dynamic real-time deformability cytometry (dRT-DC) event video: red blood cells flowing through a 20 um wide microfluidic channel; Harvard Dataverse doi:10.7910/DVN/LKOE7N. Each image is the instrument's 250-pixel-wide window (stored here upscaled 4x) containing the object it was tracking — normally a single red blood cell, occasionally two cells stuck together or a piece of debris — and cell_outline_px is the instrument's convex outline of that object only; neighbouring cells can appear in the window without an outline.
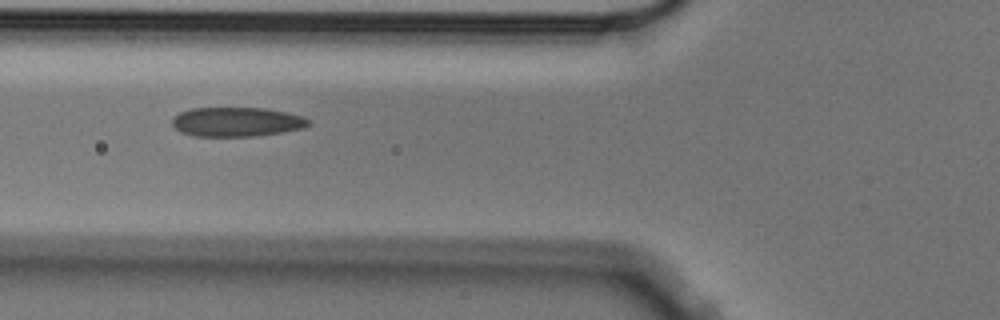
{"species": "Egyptian fruit bat (a non-hibernating species)", "species_latin": "Rousettus aegyptiacus", "temperature_condition": "cold", "stored_images_in_passage": 3, "camera_frame_rate_fps": 3000, "um_per_image_px": 0.085, "animal": {"sex": "male"}, "frame": {"image": 1, "passage_image": 3, "time_ms": 0.667, "image_size_px": [1000, 320], "cell_outline_px": [[312, 124], [304, 128], [284, 132], [256, 136], [196, 136], [180, 132], [172, 124], [172, 120], [180, 112], [192, 108], [268, 108], [304, 116]], "centroid_in_image_um": [20.17, 10.36], "position_along_channel_um": 105.6, "area_um2": 23.41}}